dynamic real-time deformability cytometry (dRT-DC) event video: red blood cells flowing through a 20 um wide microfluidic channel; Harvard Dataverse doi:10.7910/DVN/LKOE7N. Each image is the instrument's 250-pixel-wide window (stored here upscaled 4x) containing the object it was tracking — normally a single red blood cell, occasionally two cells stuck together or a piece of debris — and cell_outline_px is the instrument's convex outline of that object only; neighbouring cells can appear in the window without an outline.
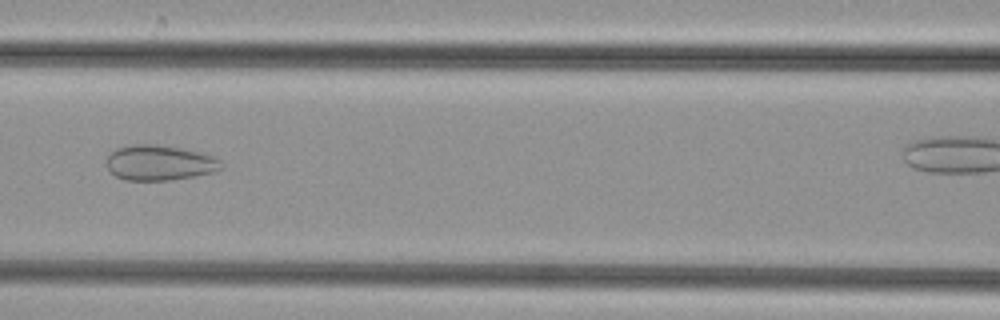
{"species": "common noctule bat (a hibernating species)", "species_latin": "Nyctalus noctula", "temperature_condition": "cold", "stored_images_in_passage": 28, "camera_frame_rate_fps": 3000, "um_per_image_px": 0.085, "animal": {"sex": "female", "body_mass_g": 29.2, "forearm_length_mm": 56.3}, "frame": {"image": 1, "passage_image": 9, "time_ms": 2.667, "image_size_px": [1000, 320], "cell_outline_px": [[224, 168], [212, 172], [172, 180], [124, 180], [116, 176], [104, 164], [104, 160], [116, 148], [132, 144], [156, 144], [180, 148], [200, 152], [212, 156], [220, 160]], "centroid_in_image_um": [13.53, 13.83], "position_along_channel_um": 153.1, "area_um2": 23.64}}
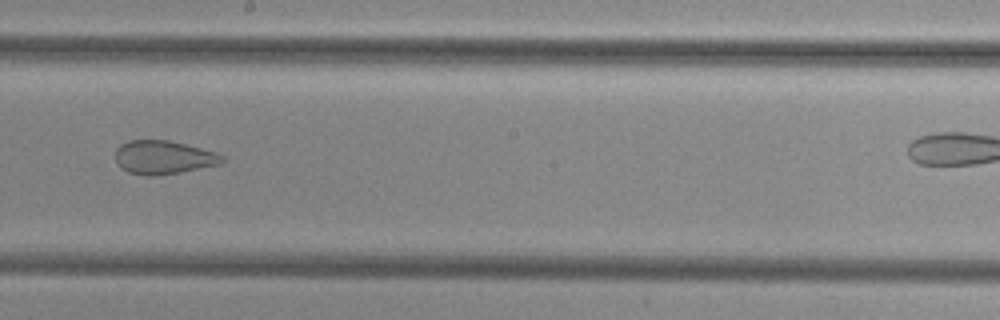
{"frame": {"image": 2, "passage_image": 15, "time_ms": 4.667, "image_size_px": [1000, 320], "cell_outline_px": [[224, 160], [220, 164], [180, 172], [156, 176], [144, 176], [128, 172], [120, 168], [116, 164], [116, 148], [120, 144], [128, 140], [168, 140], [216, 152], [224, 156]], "centroid_in_image_um": [13.85, 13.38], "position_along_channel_um": 234.3, "area_um2": 20.98}}
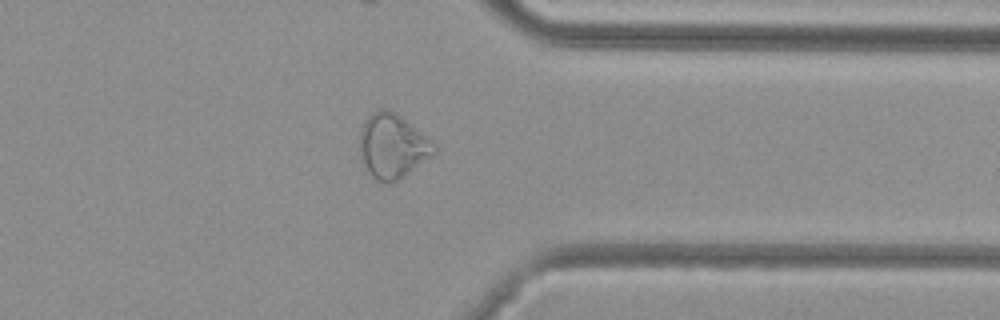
{"frame": {"image": 3, "passage_image": 26, "time_ms": 8.333, "image_size_px": [1000, 320], "cell_outline_px": [[436, 152], [432, 156], [396, 180], [376, 180], [360, 164], [360, 132], [364, 120], [376, 108], [384, 108], [396, 112], [432, 140], [436, 144]], "centroid_in_image_um": [33.34, 12.36], "position_along_channel_um": 378.1, "area_um2": 27.86}}